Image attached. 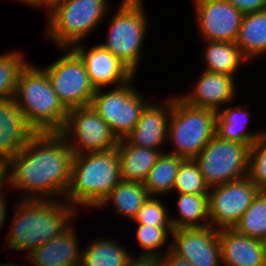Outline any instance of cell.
<instances>
[{"instance_id": "cell-32", "label": "cell", "mask_w": 266, "mask_h": 266, "mask_svg": "<svg viewBox=\"0 0 266 266\" xmlns=\"http://www.w3.org/2000/svg\"><path fill=\"white\" fill-rule=\"evenodd\" d=\"M169 214V208L159 196H149L138 210L133 222L150 226H172Z\"/></svg>"}, {"instance_id": "cell-23", "label": "cell", "mask_w": 266, "mask_h": 266, "mask_svg": "<svg viewBox=\"0 0 266 266\" xmlns=\"http://www.w3.org/2000/svg\"><path fill=\"white\" fill-rule=\"evenodd\" d=\"M235 43L249 63L266 57V9L243 15Z\"/></svg>"}, {"instance_id": "cell-25", "label": "cell", "mask_w": 266, "mask_h": 266, "mask_svg": "<svg viewBox=\"0 0 266 266\" xmlns=\"http://www.w3.org/2000/svg\"><path fill=\"white\" fill-rule=\"evenodd\" d=\"M149 196L143 183L121 180L97 208L104 209L112 204L115 217L120 215L119 217L124 216L133 221Z\"/></svg>"}, {"instance_id": "cell-39", "label": "cell", "mask_w": 266, "mask_h": 266, "mask_svg": "<svg viewBox=\"0 0 266 266\" xmlns=\"http://www.w3.org/2000/svg\"><path fill=\"white\" fill-rule=\"evenodd\" d=\"M58 1L60 0H37V8L44 7L46 10H48L54 3Z\"/></svg>"}, {"instance_id": "cell-22", "label": "cell", "mask_w": 266, "mask_h": 266, "mask_svg": "<svg viewBox=\"0 0 266 266\" xmlns=\"http://www.w3.org/2000/svg\"><path fill=\"white\" fill-rule=\"evenodd\" d=\"M117 150L121 180L141 183L162 153L158 149L130 145L125 139L119 140Z\"/></svg>"}, {"instance_id": "cell-34", "label": "cell", "mask_w": 266, "mask_h": 266, "mask_svg": "<svg viewBox=\"0 0 266 266\" xmlns=\"http://www.w3.org/2000/svg\"><path fill=\"white\" fill-rule=\"evenodd\" d=\"M243 14L266 9V0H227Z\"/></svg>"}, {"instance_id": "cell-31", "label": "cell", "mask_w": 266, "mask_h": 266, "mask_svg": "<svg viewBox=\"0 0 266 266\" xmlns=\"http://www.w3.org/2000/svg\"><path fill=\"white\" fill-rule=\"evenodd\" d=\"M209 189L194 159H184L178 168L172 194H209Z\"/></svg>"}, {"instance_id": "cell-37", "label": "cell", "mask_w": 266, "mask_h": 266, "mask_svg": "<svg viewBox=\"0 0 266 266\" xmlns=\"http://www.w3.org/2000/svg\"><path fill=\"white\" fill-rule=\"evenodd\" d=\"M7 191H5L3 194L0 195V230L1 228L4 227V223L6 222L7 219V212H8V206H7V197L6 194Z\"/></svg>"}, {"instance_id": "cell-35", "label": "cell", "mask_w": 266, "mask_h": 266, "mask_svg": "<svg viewBox=\"0 0 266 266\" xmlns=\"http://www.w3.org/2000/svg\"><path fill=\"white\" fill-rule=\"evenodd\" d=\"M126 266H162V262L160 257L133 255Z\"/></svg>"}, {"instance_id": "cell-28", "label": "cell", "mask_w": 266, "mask_h": 266, "mask_svg": "<svg viewBox=\"0 0 266 266\" xmlns=\"http://www.w3.org/2000/svg\"><path fill=\"white\" fill-rule=\"evenodd\" d=\"M183 160L184 158L168 152L161 153L143 182L150 196L164 198L172 193L177 171Z\"/></svg>"}, {"instance_id": "cell-42", "label": "cell", "mask_w": 266, "mask_h": 266, "mask_svg": "<svg viewBox=\"0 0 266 266\" xmlns=\"http://www.w3.org/2000/svg\"><path fill=\"white\" fill-rule=\"evenodd\" d=\"M263 242H264V248H265V261H266V239Z\"/></svg>"}, {"instance_id": "cell-15", "label": "cell", "mask_w": 266, "mask_h": 266, "mask_svg": "<svg viewBox=\"0 0 266 266\" xmlns=\"http://www.w3.org/2000/svg\"><path fill=\"white\" fill-rule=\"evenodd\" d=\"M83 43L74 45L72 49L83 60L95 90L124 85L136 76L126 64L100 44L87 49Z\"/></svg>"}, {"instance_id": "cell-5", "label": "cell", "mask_w": 266, "mask_h": 266, "mask_svg": "<svg viewBox=\"0 0 266 266\" xmlns=\"http://www.w3.org/2000/svg\"><path fill=\"white\" fill-rule=\"evenodd\" d=\"M108 2L109 0H60L54 3L46 13V39L52 40L59 49L72 48L86 42V38L99 30L98 26L112 12Z\"/></svg>"}, {"instance_id": "cell-20", "label": "cell", "mask_w": 266, "mask_h": 266, "mask_svg": "<svg viewBox=\"0 0 266 266\" xmlns=\"http://www.w3.org/2000/svg\"><path fill=\"white\" fill-rule=\"evenodd\" d=\"M222 266H266L264 242L233 228L218 230Z\"/></svg>"}, {"instance_id": "cell-41", "label": "cell", "mask_w": 266, "mask_h": 266, "mask_svg": "<svg viewBox=\"0 0 266 266\" xmlns=\"http://www.w3.org/2000/svg\"><path fill=\"white\" fill-rule=\"evenodd\" d=\"M0 266H26L25 264H17V263H14V262H5V263H0Z\"/></svg>"}, {"instance_id": "cell-7", "label": "cell", "mask_w": 266, "mask_h": 266, "mask_svg": "<svg viewBox=\"0 0 266 266\" xmlns=\"http://www.w3.org/2000/svg\"><path fill=\"white\" fill-rule=\"evenodd\" d=\"M216 118V111L191 106L173 94L167 140L173 149L166 152L194 159L216 135Z\"/></svg>"}, {"instance_id": "cell-21", "label": "cell", "mask_w": 266, "mask_h": 266, "mask_svg": "<svg viewBox=\"0 0 266 266\" xmlns=\"http://www.w3.org/2000/svg\"><path fill=\"white\" fill-rule=\"evenodd\" d=\"M219 109L216 118V135L221 139L252 146L266 130L250 131L248 123L250 111L242 105H231ZM245 108V109H244ZM248 129V131H247Z\"/></svg>"}, {"instance_id": "cell-33", "label": "cell", "mask_w": 266, "mask_h": 266, "mask_svg": "<svg viewBox=\"0 0 266 266\" xmlns=\"http://www.w3.org/2000/svg\"><path fill=\"white\" fill-rule=\"evenodd\" d=\"M248 177L260 190H266V133L250 147Z\"/></svg>"}, {"instance_id": "cell-18", "label": "cell", "mask_w": 266, "mask_h": 266, "mask_svg": "<svg viewBox=\"0 0 266 266\" xmlns=\"http://www.w3.org/2000/svg\"><path fill=\"white\" fill-rule=\"evenodd\" d=\"M14 98H0V162L6 163L35 135Z\"/></svg>"}, {"instance_id": "cell-24", "label": "cell", "mask_w": 266, "mask_h": 266, "mask_svg": "<svg viewBox=\"0 0 266 266\" xmlns=\"http://www.w3.org/2000/svg\"><path fill=\"white\" fill-rule=\"evenodd\" d=\"M202 50L204 70L235 76L243 65L248 63L239 47L234 42L203 41Z\"/></svg>"}, {"instance_id": "cell-3", "label": "cell", "mask_w": 266, "mask_h": 266, "mask_svg": "<svg viewBox=\"0 0 266 266\" xmlns=\"http://www.w3.org/2000/svg\"><path fill=\"white\" fill-rule=\"evenodd\" d=\"M120 181L117 147L74 155L71 181L64 200L78 210L80 207L96 209Z\"/></svg>"}, {"instance_id": "cell-16", "label": "cell", "mask_w": 266, "mask_h": 266, "mask_svg": "<svg viewBox=\"0 0 266 266\" xmlns=\"http://www.w3.org/2000/svg\"><path fill=\"white\" fill-rule=\"evenodd\" d=\"M162 102L156 103L152 100L146 104L135 128L124 138L130 145L166 152V148L164 150L163 146L167 145L168 140L172 95L166 97Z\"/></svg>"}, {"instance_id": "cell-6", "label": "cell", "mask_w": 266, "mask_h": 266, "mask_svg": "<svg viewBox=\"0 0 266 266\" xmlns=\"http://www.w3.org/2000/svg\"><path fill=\"white\" fill-rule=\"evenodd\" d=\"M143 0H121L108 20L103 48L119 58L137 75L150 23Z\"/></svg>"}, {"instance_id": "cell-10", "label": "cell", "mask_w": 266, "mask_h": 266, "mask_svg": "<svg viewBox=\"0 0 266 266\" xmlns=\"http://www.w3.org/2000/svg\"><path fill=\"white\" fill-rule=\"evenodd\" d=\"M61 51L64 52L61 57L42 67L53 90L67 110L90 105L96 90L83 60L72 48H61Z\"/></svg>"}, {"instance_id": "cell-8", "label": "cell", "mask_w": 266, "mask_h": 266, "mask_svg": "<svg viewBox=\"0 0 266 266\" xmlns=\"http://www.w3.org/2000/svg\"><path fill=\"white\" fill-rule=\"evenodd\" d=\"M250 145L215 135L194 158L209 187L248 176Z\"/></svg>"}, {"instance_id": "cell-36", "label": "cell", "mask_w": 266, "mask_h": 266, "mask_svg": "<svg viewBox=\"0 0 266 266\" xmlns=\"http://www.w3.org/2000/svg\"><path fill=\"white\" fill-rule=\"evenodd\" d=\"M162 266H192V264L175 254L171 249L161 257Z\"/></svg>"}, {"instance_id": "cell-2", "label": "cell", "mask_w": 266, "mask_h": 266, "mask_svg": "<svg viewBox=\"0 0 266 266\" xmlns=\"http://www.w3.org/2000/svg\"><path fill=\"white\" fill-rule=\"evenodd\" d=\"M4 249L11 252L26 251L29 255L36 248L61 235L72 224L80 210L61 200L15 201ZM72 220V221H71Z\"/></svg>"}, {"instance_id": "cell-40", "label": "cell", "mask_w": 266, "mask_h": 266, "mask_svg": "<svg viewBox=\"0 0 266 266\" xmlns=\"http://www.w3.org/2000/svg\"><path fill=\"white\" fill-rule=\"evenodd\" d=\"M12 1H18L21 2L24 5H27V7H34L37 8V0H12Z\"/></svg>"}, {"instance_id": "cell-14", "label": "cell", "mask_w": 266, "mask_h": 266, "mask_svg": "<svg viewBox=\"0 0 266 266\" xmlns=\"http://www.w3.org/2000/svg\"><path fill=\"white\" fill-rule=\"evenodd\" d=\"M171 250L192 266H222L218 230L212 226L173 229Z\"/></svg>"}, {"instance_id": "cell-26", "label": "cell", "mask_w": 266, "mask_h": 266, "mask_svg": "<svg viewBox=\"0 0 266 266\" xmlns=\"http://www.w3.org/2000/svg\"><path fill=\"white\" fill-rule=\"evenodd\" d=\"M93 239L82 250L80 266H126L133 253L119 240L107 236Z\"/></svg>"}, {"instance_id": "cell-29", "label": "cell", "mask_w": 266, "mask_h": 266, "mask_svg": "<svg viewBox=\"0 0 266 266\" xmlns=\"http://www.w3.org/2000/svg\"><path fill=\"white\" fill-rule=\"evenodd\" d=\"M233 229L256 240L266 239V190L257 194Z\"/></svg>"}, {"instance_id": "cell-27", "label": "cell", "mask_w": 266, "mask_h": 266, "mask_svg": "<svg viewBox=\"0 0 266 266\" xmlns=\"http://www.w3.org/2000/svg\"><path fill=\"white\" fill-rule=\"evenodd\" d=\"M176 216L170 215L173 229L210 226L208 195L175 193Z\"/></svg>"}, {"instance_id": "cell-9", "label": "cell", "mask_w": 266, "mask_h": 266, "mask_svg": "<svg viewBox=\"0 0 266 266\" xmlns=\"http://www.w3.org/2000/svg\"><path fill=\"white\" fill-rule=\"evenodd\" d=\"M136 77L137 75L124 85L110 90L97 89L90 104L118 140L124 139L135 128L149 101L134 87Z\"/></svg>"}, {"instance_id": "cell-11", "label": "cell", "mask_w": 266, "mask_h": 266, "mask_svg": "<svg viewBox=\"0 0 266 266\" xmlns=\"http://www.w3.org/2000/svg\"><path fill=\"white\" fill-rule=\"evenodd\" d=\"M60 134L67 140L74 155L110 150L119 142L91 105L68 110Z\"/></svg>"}, {"instance_id": "cell-17", "label": "cell", "mask_w": 266, "mask_h": 266, "mask_svg": "<svg viewBox=\"0 0 266 266\" xmlns=\"http://www.w3.org/2000/svg\"><path fill=\"white\" fill-rule=\"evenodd\" d=\"M200 74L194 87L190 89L192 91L188 90L189 92L187 91L185 94H178L183 101L191 106L207 108L216 112L224 105H231L234 102L238 94L236 77L206 70Z\"/></svg>"}, {"instance_id": "cell-13", "label": "cell", "mask_w": 266, "mask_h": 266, "mask_svg": "<svg viewBox=\"0 0 266 266\" xmlns=\"http://www.w3.org/2000/svg\"><path fill=\"white\" fill-rule=\"evenodd\" d=\"M203 41L236 42L243 13L227 0H192Z\"/></svg>"}, {"instance_id": "cell-30", "label": "cell", "mask_w": 266, "mask_h": 266, "mask_svg": "<svg viewBox=\"0 0 266 266\" xmlns=\"http://www.w3.org/2000/svg\"><path fill=\"white\" fill-rule=\"evenodd\" d=\"M136 239L139 247L142 249L139 256L162 257L171 249L172 226H150L145 224H135ZM169 241V244H168ZM166 244H168L166 246ZM166 247L165 250L162 248ZM163 250V251H162Z\"/></svg>"}, {"instance_id": "cell-1", "label": "cell", "mask_w": 266, "mask_h": 266, "mask_svg": "<svg viewBox=\"0 0 266 266\" xmlns=\"http://www.w3.org/2000/svg\"><path fill=\"white\" fill-rule=\"evenodd\" d=\"M74 153L60 133H37L6 163L9 189L21 200L64 199L71 181Z\"/></svg>"}, {"instance_id": "cell-12", "label": "cell", "mask_w": 266, "mask_h": 266, "mask_svg": "<svg viewBox=\"0 0 266 266\" xmlns=\"http://www.w3.org/2000/svg\"><path fill=\"white\" fill-rule=\"evenodd\" d=\"M260 191L248 176L210 187V226L217 230L234 228Z\"/></svg>"}, {"instance_id": "cell-19", "label": "cell", "mask_w": 266, "mask_h": 266, "mask_svg": "<svg viewBox=\"0 0 266 266\" xmlns=\"http://www.w3.org/2000/svg\"><path fill=\"white\" fill-rule=\"evenodd\" d=\"M74 224L61 235L49 240L24 258L33 266H80L82 250L79 248Z\"/></svg>"}, {"instance_id": "cell-38", "label": "cell", "mask_w": 266, "mask_h": 266, "mask_svg": "<svg viewBox=\"0 0 266 266\" xmlns=\"http://www.w3.org/2000/svg\"><path fill=\"white\" fill-rule=\"evenodd\" d=\"M4 186H8L7 168L4 162H0V195L5 191Z\"/></svg>"}, {"instance_id": "cell-4", "label": "cell", "mask_w": 266, "mask_h": 266, "mask_svg": "<svg viewBox=\"0 0 266 266\" xmlns=\"http://www.w3.org/2000/svg\"><path fill=\"white\" fill-rule=\"evenodd\" d=\"M15 102L36 133H60L68 110L58 99L47 72L31 61L21 70Z\"/></svg>"}]
</instances>
